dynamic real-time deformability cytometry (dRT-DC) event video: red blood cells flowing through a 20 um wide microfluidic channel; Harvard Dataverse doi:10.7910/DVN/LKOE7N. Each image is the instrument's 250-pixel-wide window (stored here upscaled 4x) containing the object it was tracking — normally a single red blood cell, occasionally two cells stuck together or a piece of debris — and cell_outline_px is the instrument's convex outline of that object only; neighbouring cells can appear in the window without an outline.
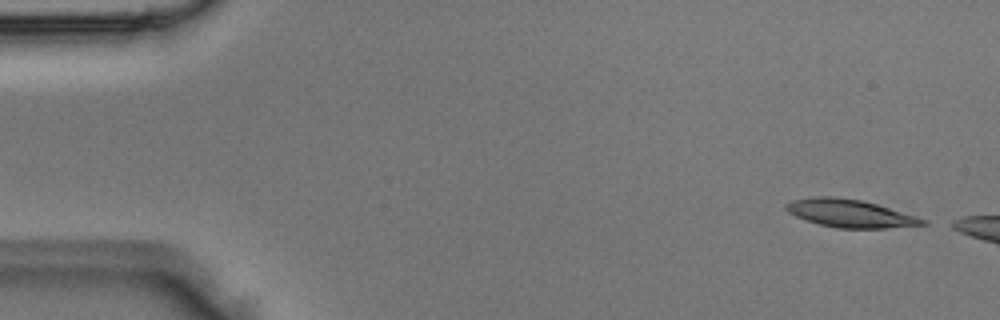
{"species": "Egyptian fruit bat (a non-hibernating species)", "species_latin": "Rousettus aegyptiacus", "temperature_condition": "room temperature", "stored_images_in_passage": 5, "segment_of_instrument_passage": [2, 2], "camera_frame_rate_fps": 3000, "um_per_image_px": 0.085, "animal": {"sex": "male"}, "frame": {"image": 1, "passage_image": 5, "time_ms": 1.333, "image_size_px": [1000, 320], "cell_outline_px": [[928, 224], [884, 228], [836, 228], [820, 224], [796, 216], [788, 212], [784, 208], [784, 204], [792, 200], [812, 196], [832, 196], [860, 200], [876, 204], [928, 220]], "centroid_in_image_um": [72.22, 18.13], "position_along_channel_um": 12.8, "area_um2": 21.96}}